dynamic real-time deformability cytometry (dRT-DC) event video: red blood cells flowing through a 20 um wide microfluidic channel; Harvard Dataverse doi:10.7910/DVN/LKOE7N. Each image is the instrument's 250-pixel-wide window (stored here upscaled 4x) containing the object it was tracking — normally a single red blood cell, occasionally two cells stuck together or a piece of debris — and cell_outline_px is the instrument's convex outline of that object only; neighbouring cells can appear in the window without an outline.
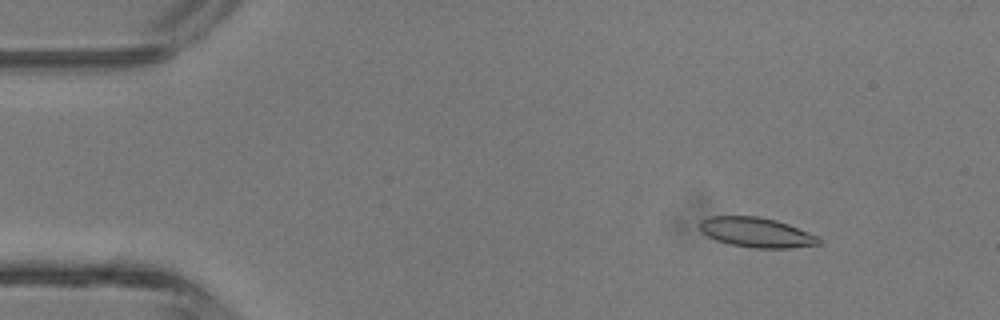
{"species": "common noctule bat (a hibernating species)", "species_latin": "Nyctalus noctula", "temperature_condition": "room temperature", "stored_images_in_passage": 5, "camera_frame_rate_fps": 3000, "um_per_image_px": 0.085, "animal": {"sex": "male", "body_mass_g": 13.3}, "frame": {"image": 1, "passage_image": 2, "time_ms": 1.333, "image_size_px": [1000, 320], "cell_outline_px": [[820, 244], [788, 248], [752, 248], [732, 244], [716, 240], [708, 236], [700, 228], [700, 220], [708, 216], [756, 216], [776, 220], [788, 224], [820, 236]], "centroid_in_image_um": [64.32, 19.75], "position_along_channel_um": 20.7, "area_um2": 20.63}}
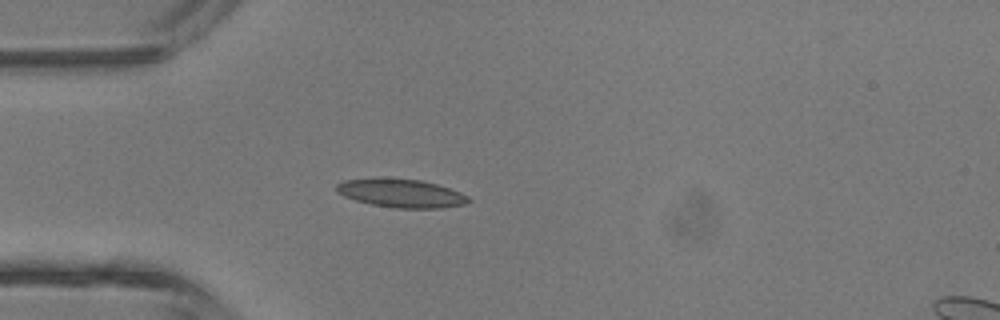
{"frame": {"image": 2, "passage_image": 4, "time_ms": 3.667, "image_size_px": [1000, 320], "cell_outline_px": [[472, 200], [464, 204], [440, 208], [396, 208], [372, 204], [356, 200], [344, 196], [336, 192], [336, 184], [344, 180], [376, 176], [420, 180], [436, 184], [460, 192], [468, 196]], "centroid_in_image_um": [34.05, 16.4], "position_along_channel_um": 51.0, "area_um2": 22.14}}